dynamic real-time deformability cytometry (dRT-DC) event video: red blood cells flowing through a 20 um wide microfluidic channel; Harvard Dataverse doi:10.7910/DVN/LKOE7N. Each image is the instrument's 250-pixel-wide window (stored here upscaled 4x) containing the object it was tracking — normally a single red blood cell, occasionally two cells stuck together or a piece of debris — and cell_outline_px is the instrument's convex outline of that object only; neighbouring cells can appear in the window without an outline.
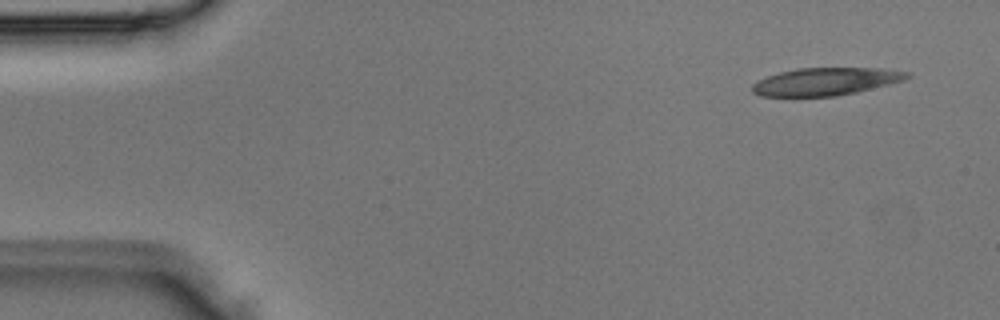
{"species": "Egyptian fruit bat (a non-hibernating species)", "species_latin": "Rousettus aegyptiacus", "temperature_condition": "room temperature", "stored_images_in_passage": 3, "segment_of_instrument_passage": [2, 2], "camera_frame_rate_fps": 3000, "um_per_image_px": 0.085, "animal": {"sex": "male"}, "frame": {"image": 1, "passage_image": 3, "time_ms": 0.667, "image_size_px": [1000, 320], "cell_outline_px": [[912, 76], [904, 80], [856, 92], [836, 96], [760, 96], [752, 92], [752, 84], [768, 76], [780, 72], [796, 68], [880, 68], [912, 72]], "centroid_in_image_um": [70.21, 6.92], "position_along_channel_um": 14.8, "area_um2": 24.85}}